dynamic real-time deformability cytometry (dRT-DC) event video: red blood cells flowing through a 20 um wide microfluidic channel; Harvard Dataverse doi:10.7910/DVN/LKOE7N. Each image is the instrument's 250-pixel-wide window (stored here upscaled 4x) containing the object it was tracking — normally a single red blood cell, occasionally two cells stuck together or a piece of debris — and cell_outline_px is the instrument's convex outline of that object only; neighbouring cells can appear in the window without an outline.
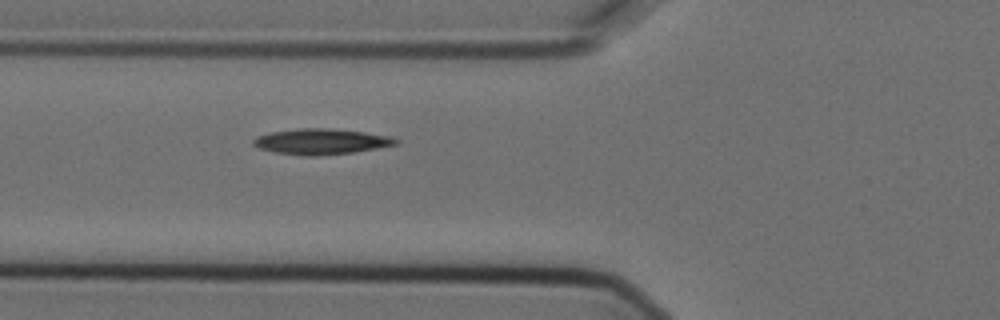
{"species": "Egyptian fruit bat (a non-hibernating species)", "species_latin": "Rousettus aegyptiacus", "temperature_condition": "cold", "stored_images_in_passage": 2, "camera_frame_rate_fps": 3000, "um_per_image_px": 0.085, "animal": {"sex": "female"}, "frame": {"image": 1, "passage_image": 2, "time_ms": 0.333, "image_size_px": [1000, 320], "cell_outline_px": [[400, 144], [352, 152], [316, 156], [304, 156], [272, 152], [260, 148], [252, 144], [252, 140], [256, 136], [272, 132], [300, 128], [332, 128], [364, 132], [392, 136], [400, 140]], "centroid_in_image_um": [27.31, 12.03], "position_along_channel_um": 98.5, "area_um2": 21.44}}